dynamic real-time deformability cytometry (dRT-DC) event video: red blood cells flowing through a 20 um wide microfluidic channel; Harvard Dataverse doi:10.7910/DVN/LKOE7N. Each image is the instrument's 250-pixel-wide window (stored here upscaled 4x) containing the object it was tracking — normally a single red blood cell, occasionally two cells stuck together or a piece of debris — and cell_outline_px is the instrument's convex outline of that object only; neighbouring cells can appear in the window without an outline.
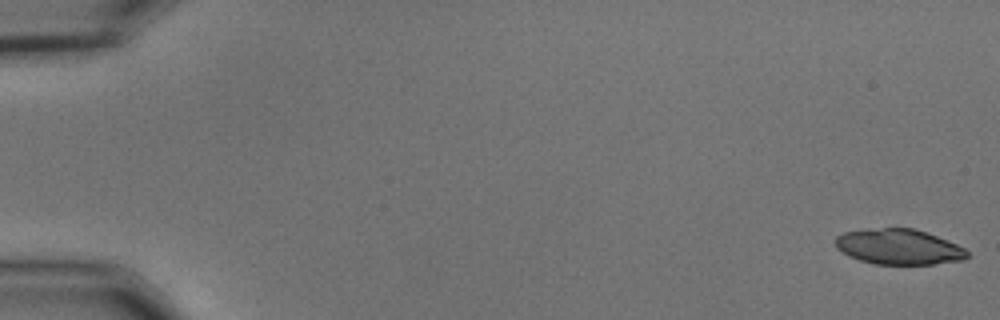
{"species": "common noctule bat (a hibernating species)", "species_latin": "Nyctalus noctula", "temperature_condition": "cold", "stored_images_in_passage": 55, "segment_of_instrument_passage": [1, 2], "camera_frame_rate_fps": 3000, "um_per_image_px": 0.085, "animal": {"sex": "male", "body_mass_g": 15.6}, "frame": {"image": 1, "passage_image": 1, "time_ms": 0.0, "image_size_px": [1000, 320], "cell_outline_px": [[968, 256], [964, 260], [932, 264], [876, 264], [860, 260], [848, 256], [836, 248], [836, 236], [844, 232], [884, 228], [912, 228], [936, 236], [956, 244], [964, 248], [968, 252]], "centroid_in_image_um": [76.39, 20.99], "position_along_channel_um": 8.6, "area_um2": 26.88}}
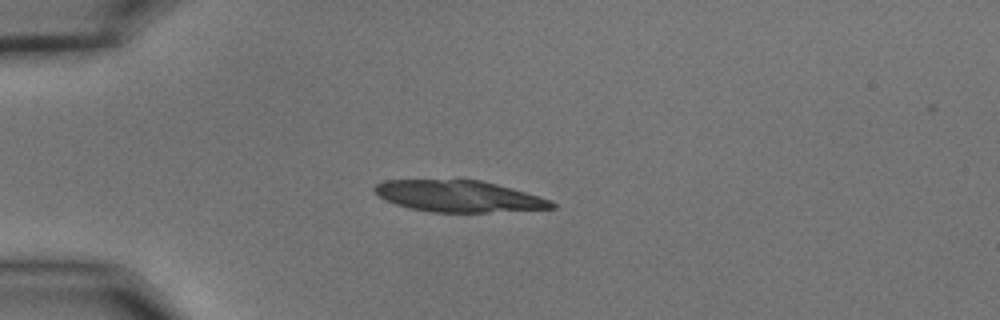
{"frame": {"image": 2, "passage_image": 15, "time_ms": 4.667, "image_size_px": [1000, 320], "cell_outline_px": [[556, 208], [488, 212], [432, 212], [408, 208], [384, 200], [372, 188], [376, 184], [384, 180], [480, 180], [512, 188], [552, 200], [556, 204]], "centroid_in_image_um": [38.99, 16.68], "position_along_channel_um": 46.0, "area_um2": 32.37}}